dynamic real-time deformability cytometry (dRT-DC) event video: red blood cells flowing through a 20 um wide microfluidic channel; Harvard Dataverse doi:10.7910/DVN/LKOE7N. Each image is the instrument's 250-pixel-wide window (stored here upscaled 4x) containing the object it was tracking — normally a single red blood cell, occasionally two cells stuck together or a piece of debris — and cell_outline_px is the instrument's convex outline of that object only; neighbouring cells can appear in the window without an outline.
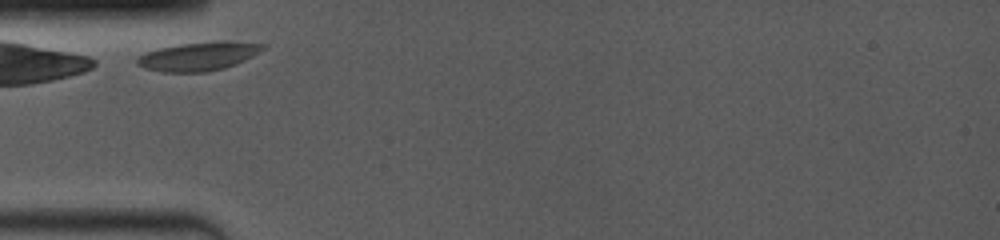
{"species": "common noctule bat (a hibernating species)", "species_latin": "Nyctalus noctula", "temperature_condition": "room temperature", "stored_images_in_passage": 31, "camera_frame_rate_fps": 4000, "um_per_image_px": 0.085, "animal": {"sex": "female", "body_mass_g": 19.0, "forearm_length_mm": 53.3}, "frame": {"image": 1, "passage_image": 1, "time_ms": 0.0, "image_size_px": [1000, 240], "cell_outline_px": [[268, 48], [236, 64], [224, 68], [208, 72], [160, 72], [144, 68], [136, 64], [136, 60], [144, 52], [160, 48], [180, 44], [220, 40], [268, 44]], "centroid_in_image_um": [16.91, 4.78], "position_along_channel_um": 68.1, "area_um2": 21.27}}
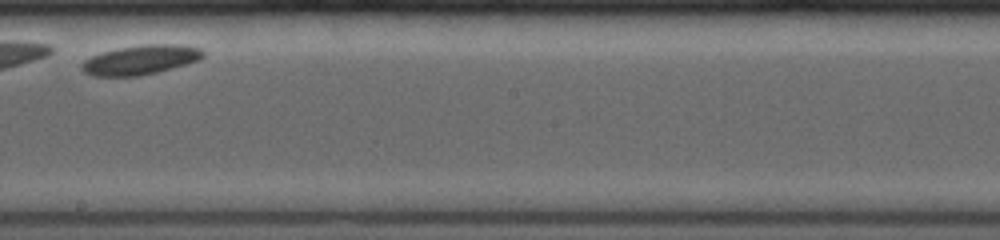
{"frame": {"image": 2, "passage_image": 17, "time_ms": 4.75, "image_size_px": [1000, 240], "cell_outline_px": [[204, 56], [196, 60], [172, 68], [140, 76], [92, 76], [84, 72], [80, 68], [80, 64], [84, 60], [92, 56], [116, 48], [144, 44], [180, 44], [200, 48], [204, 52]], "centroid_in_image_um": [11.91, 5.08], "position_along_channel_um": 236.3, "area_um2": 20.75}}
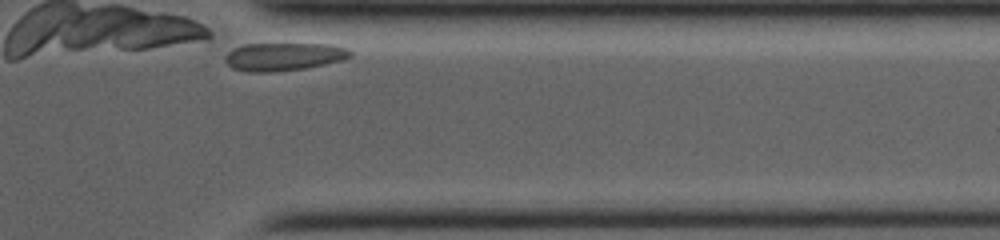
{"frame": {"image": 3, "passage_image": 31, "time_ms": 9.0, "image_size_px": [1000, 240], "cell_outline_px": [[352, 56], [340, 60], [324, 64], [304, 68], [272, 72], [248, 72], [232, 68], [224, 60], [224, 56], [232, 48], [244, 44], [332, 44], [348, 48], [352, 52]], "centroid_in_image_um": [24.09, 4.81], "position_along_channel_um": 387.3, "area_um2": 20.46}}